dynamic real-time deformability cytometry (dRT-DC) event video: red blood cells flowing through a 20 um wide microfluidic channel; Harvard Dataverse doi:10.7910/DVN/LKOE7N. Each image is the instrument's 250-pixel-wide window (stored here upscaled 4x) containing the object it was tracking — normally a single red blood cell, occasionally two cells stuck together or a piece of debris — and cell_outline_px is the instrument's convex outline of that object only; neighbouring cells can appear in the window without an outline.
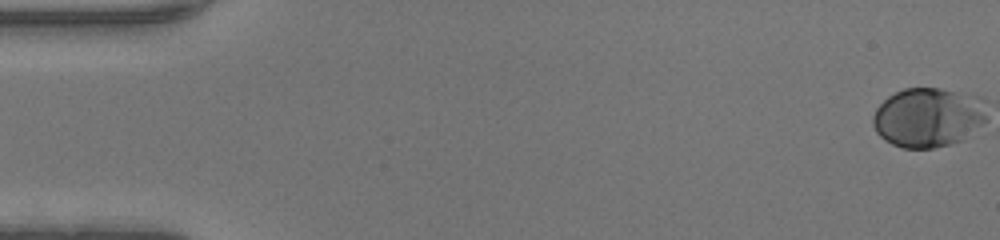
{"species": "human", "species_latin": "Homo sapiens", "temperature_condition": "warm", "stored_images_in_passage": 47, "camera_frame_rate_fps": 3000, "um_per_image_px": 0.085, "donor": {"sex": "male"}, "frame": {"image": 1, "passage_image": 1, "time_ms": 0.0, "image_size_px": [1000, 240], "cell_outline_px": [[936, 144], [924, 148], [908, 148], [896, 144], [888, 140], [876, 128], [876, 112], [892, 96], [900, 92], [912, 88], [932, 88], [936, 92]], "centroid_in_image_um": [77.31, 10.06], "position_along_channel_um": 7.7, "area_um2": 21.68}}
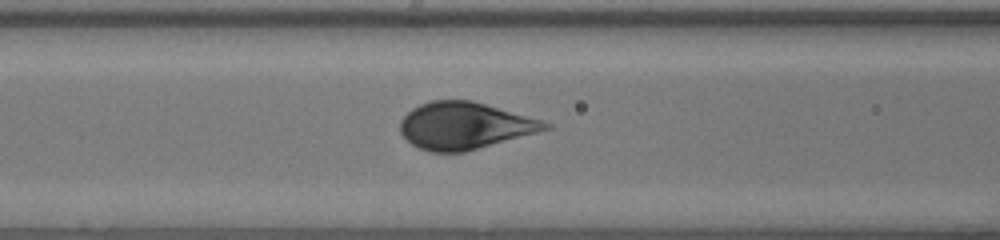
{"frame": {"image": 2, "passage_image": 20, "time_ms": 6.333, "image_size_px": [1000, 240], "cell_outline_px": [[524, 120], [520, 132], [508, 136], [468, 148], [428, 148], [412, 140], [404, 132], [404, 120], [412, 112], [428, 104], [476, 104]], "centroid_in_image_um": [39.0, 10.68], "position_along_channel_um": 127.6, "area_um2": 29.48}}
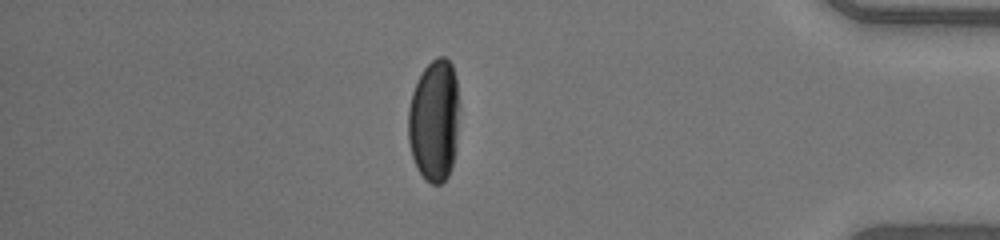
{"frame": {"image": 3, "passage_image": 41, "time_ms": 13.333, "image_size_px": [1000, 240], "cell_outline_px": [[452, 156], [448, 172], [440, 180], [428, 180], [424, 176], [416, 160], [412, 148], [412, 100], [416, 88], [424, 72], [436, 60], [444, 60], [452, 68]], "centroid_in_image_um": [36.84, 10.28], "position_along_channel_um": 398.4, "area_um2": 29.59}}